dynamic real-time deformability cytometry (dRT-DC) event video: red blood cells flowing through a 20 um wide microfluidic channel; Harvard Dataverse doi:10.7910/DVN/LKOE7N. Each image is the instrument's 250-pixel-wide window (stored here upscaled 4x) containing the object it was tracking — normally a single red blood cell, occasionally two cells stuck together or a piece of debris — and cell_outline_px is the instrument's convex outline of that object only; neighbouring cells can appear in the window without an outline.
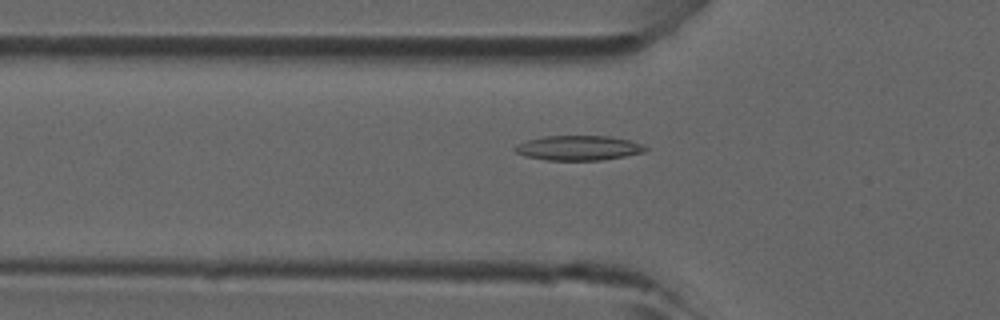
{"species": "common noctule bat (a hibernating species)", "species_latin": "Nyctalus noctula", "temperature_condition": "room temperature", "stored_images_in_passage": 9, "camera_frame_rate_fps": 3000, "um_per_image_px": 0.085, "animal": {"sex": "male", "forearm_length_mm": 52.5}, "frame": {"image": 1, "passage_image": 5, "time_ms": 1.333, "image_size_px": [1000, 320], "cell_outline_px": [[648, 148], [644, 152], [624, 156], [600, 160], [548, 160], [524, 156], [516, 152], [512, 148], [516, 144], [528, 140], [544, 136], [608, 136], [628, 140], [640, 144]], "centroid_in_image_um": [49.12, 12.57], "position_along_channel_um": 76.7, "area_um2": 18.67}}
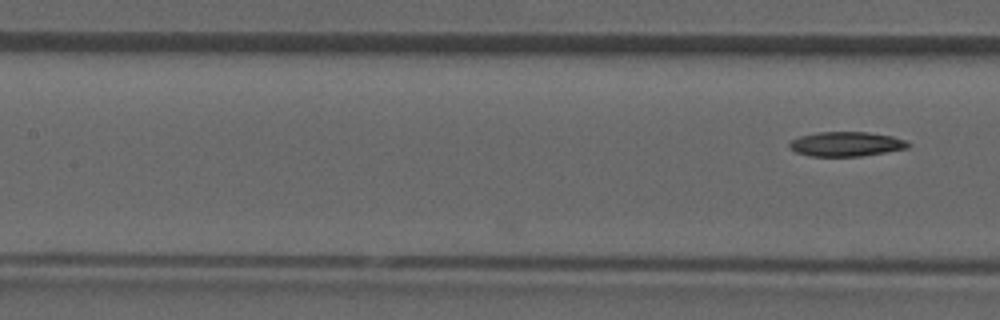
{"frame": {"image": 2, "passage_image": 9, "time_ms": 2.667, "image_size_px": [1000, 320], "cell_outline_px": [[912, 144], [908, 148], [860, 156], [808, 156], [796, 152], [788, 148], [788, 144], [792, 140], [800, 136], [816, 132], [868, 132], [892, 136], [904, 140]], "centroid_in_image_um": [71.9, 12.24], "position_along_channel_um": 135.5, "area_um2": 16.99}}